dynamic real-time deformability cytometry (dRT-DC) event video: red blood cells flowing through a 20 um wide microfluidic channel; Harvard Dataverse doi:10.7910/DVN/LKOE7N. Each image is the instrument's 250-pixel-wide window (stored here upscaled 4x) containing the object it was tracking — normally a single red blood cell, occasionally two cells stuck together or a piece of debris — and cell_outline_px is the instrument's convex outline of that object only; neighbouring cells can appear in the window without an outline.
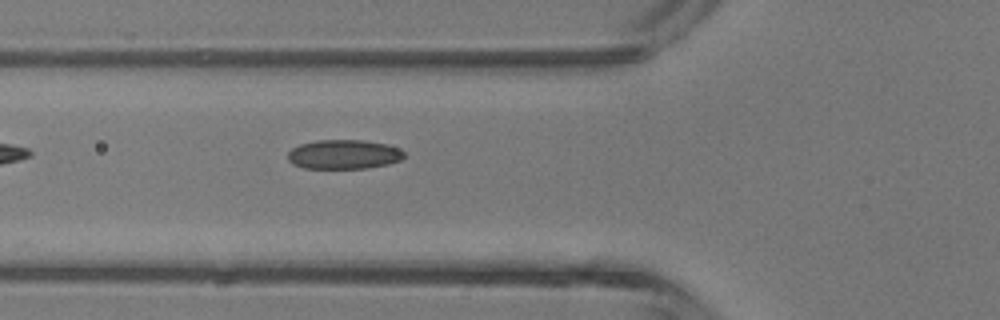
{"species": "common noctule bat (a hibernating species)", "species_latin": "Nyctalus noctula", "temperature_condition": "room temperature", "stored_images_in_passage": 5, "camera_frame_rate_fps": 3000, "um_per_image_px": 0.085, "animal": {"sex": "male", "body_mass_g": 13.3}, "frame": {"image": 1, "passage_image": 5, "time_ms": 4.333, "image_size_px": [1000, 320], "cell_outline_px": [[404, 156], [400, 160], [388, 164], [368, 168], [304, 168], [292, 164], [288, 160], [288, 152], [292, 148], [300, 144], [316, 140], [364, 140], [388, 144], [400, 148], [404, 152]], "centroid_in_image_um": [29.22, 13.12], "position_along_channel_um": 96.6, "area_um2": 20.0}}